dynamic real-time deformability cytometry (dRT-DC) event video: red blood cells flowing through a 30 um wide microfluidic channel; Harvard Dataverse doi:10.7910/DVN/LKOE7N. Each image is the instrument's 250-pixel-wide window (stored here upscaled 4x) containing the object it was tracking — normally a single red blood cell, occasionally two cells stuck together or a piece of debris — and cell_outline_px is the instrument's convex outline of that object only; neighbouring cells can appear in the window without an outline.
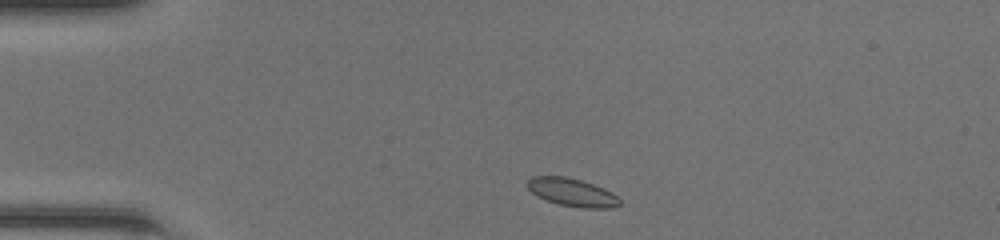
{"species": "common noctule bat (a hibernating species)", "species_latin": "Nyctalus noctula", "temperature_condition": "room temperature", "stored_images_in_passage": 40, "camera_frame_rate_fps": 3000, "um_per_image_px": 0.085, "animal": {"sex": "female", "body_mass_g": 20.0, "forearm_length_mm": 54.0}, "frame": {"image": 1, "passage_image": 2, "time_ms": 0.333, "image_size_px": [1000, 240], "cell_outline_px": [[620, 204], [612, 208], [584, 208], [560, 204], [536, 196], [528, 188], [528, 180], [532, 176], [564, 176], [580, 180], [592, 184], [612, 192], [620, 200]], "centroid_in_image_um": [48.63, 16.35], "position_along_channel_um": 36.4, "area_um2": 14.8}}
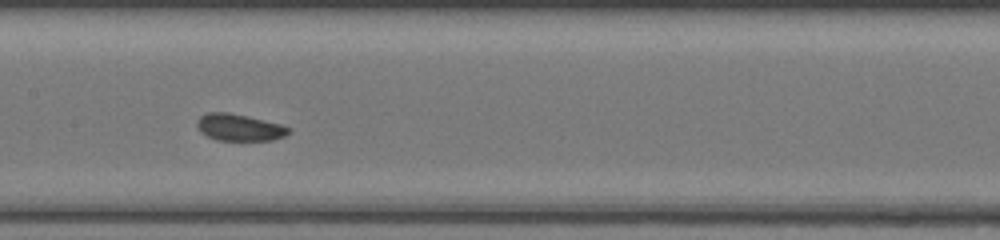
{"frame": {"image": 2, "passage_image": 16, "time_ms": 5.0, "image_size_px": [1000, 240], "cell_outline_px": [[288, 132], [284, 136], [272, 140], [216, 140], [200, 132], [196, 124], [196, 120], [200, 116], [208, 112], [228, 112], [280, 124], [288, 128]], "centroid_in_image_um": [20.27, 10.83], "position_along_channel_um": 187.1, "area_um2": 14.1}}
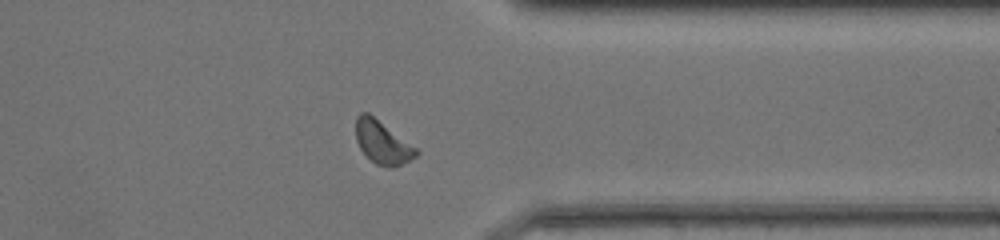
{"frame": {"image": 3, "passage_image": 30, "time_ms": 9.667, "image_size_px": [1000, 240], "cell_outline_px": [[420, 152], [416, 156], [392, 168], [388, 168], [376, 164], [360, 148], [356, 140], [356, 116], [360, 112], [368, 112], [416, 148]], "centroid_in_image_um": [32.48, 12.09], "position_along_channel_um": 378.9, "area_um2": 14.8}}